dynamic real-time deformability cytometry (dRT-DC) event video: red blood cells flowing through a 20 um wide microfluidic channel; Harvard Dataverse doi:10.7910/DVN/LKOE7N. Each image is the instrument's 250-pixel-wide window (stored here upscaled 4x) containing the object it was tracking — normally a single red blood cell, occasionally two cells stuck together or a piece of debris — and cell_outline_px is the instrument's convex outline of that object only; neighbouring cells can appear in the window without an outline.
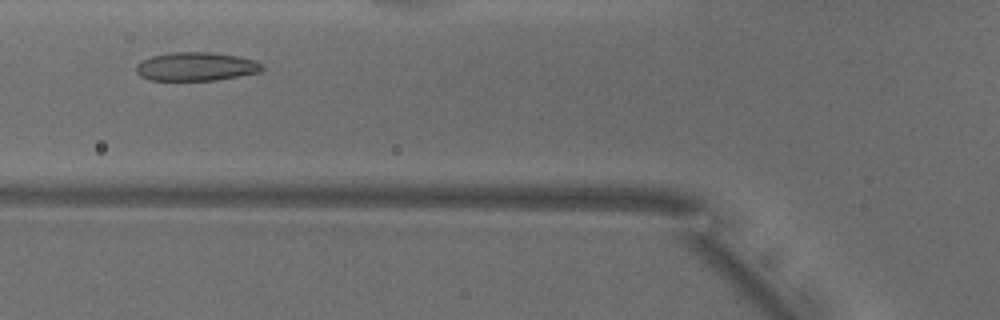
{"species": "common noctule bat (a hibernating species)", "species_latin": "Nyctalus noctula", "temperature_condition": "warm", "stored_images_in_passage": 26, "camera_frame_rate_fps": 3000, "um_per_image_px": 0.085, "animal": {"sex": "male", "body_mass_g": 18.8}, "frame": {"image": 1, "passage_image": 6, "time_ms": 1.667, "image_size_px": [1000, 320], "cell_outline_px": [[264, 68], [260, 72], [216, 80], [148, 80], [140, 76], [136, 72], [136, 64], [140, 60], [152, 56], [172, 52], [212, 52], [236, 56], [252, 60], [264, 64]], "centroid_in_image_um": [16.63, 5.66], "position_along_channel_um": 109.2, "area_um2": 21.04}}
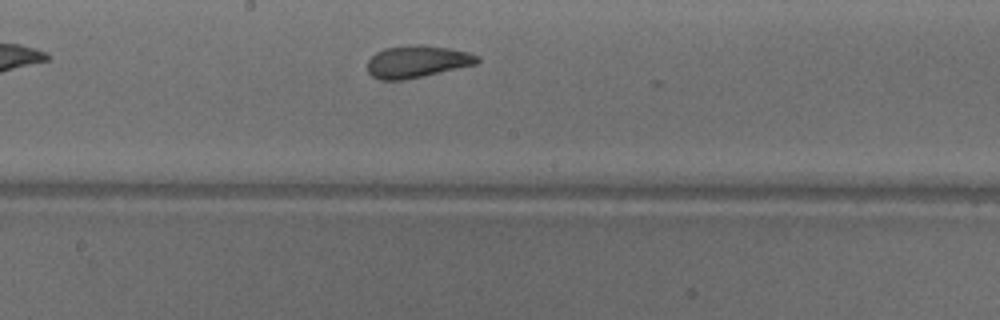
{"frame": {"image": 2, "passage_image": 14, "time_ms": 4.333, "image_size_px": [1000, 320], "cell_outline_px": [[480, 60], [476, 64], [424, 76], [404, 80], [380, 80], [372, 76], [368, 72], [368, 60], [376, 52], [384, 48], [408, 44], [424, 44], [448, 48], [468, 52], [480, 56]], "centroid_in_image_um": [35.45, 5.22], "position_along_channel_um": 212.8, "area_um2": 20.81}}
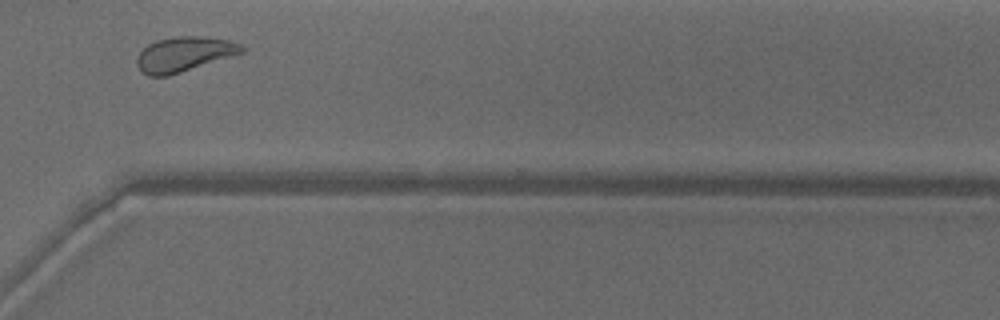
{"frame": {"image": 3, "passage_image": 25, "time_ms": 8.0, "image_size_px": [1000, 320], "cell_outline_px": [[248, 48], [244, 52], [168, 76], [148, 76], [140, 72], [136, 64], [136, 56], [148, 44], [156, 40], [176, 36], [204, 36], [228, 40], [240, 44]], "centroid_in_image_um": [15.62, 4.6], "position_along_channel_um": 355.0, "area_um2": 21.39}, "authors_computed_cell_mechanics": {"area_um2": 20.4612, "velocity_mm_per_s": 3.8736, "shape_relaxation_time_tau1_ms": 6.8014, "shape_relaxation_time_tau2_ms": 1.3788, "deformation_change_tau1": 0.1618, "deformation_change_tau2": 0.0882}}